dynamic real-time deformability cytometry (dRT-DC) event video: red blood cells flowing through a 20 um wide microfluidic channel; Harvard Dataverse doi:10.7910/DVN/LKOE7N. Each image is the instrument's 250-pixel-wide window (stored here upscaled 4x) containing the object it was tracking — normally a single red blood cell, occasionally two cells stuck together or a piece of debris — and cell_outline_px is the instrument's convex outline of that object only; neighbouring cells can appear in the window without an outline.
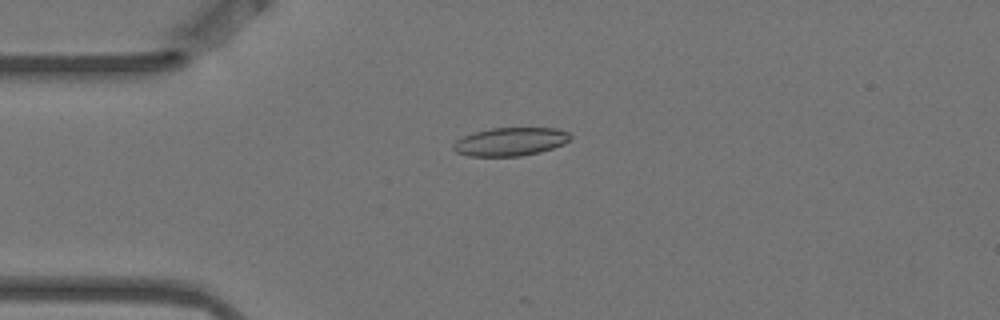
{"species": "Egyptian fruit bat (a non-hibernating species)", "species_latin": "Rousettus aegyptiacus", "temperature_condition": "warm", "stored_images_in_passage": 2, "camera_frame_rate_fps": 3000, "um_per_image_px": 0.085, "animal": {"sex": "female"}, "frame": {"image": 1, "passage_image": 1, "time_ms": 0.0, "image_size_px": [1000, 320], "cell_outline_px": [[572, 136], [564, 144], [540, 152], [520, 156], [468, 156], [456, 152], [452, 148], [452, 144], [456, 140], [464, 136], [476, 132], [492, 128], [556, 128], [568, 132]], "centroid_in_image_um": [43.37, 12.04], "position_along_channel_um": 41.6, "area_um2": 19.25}}